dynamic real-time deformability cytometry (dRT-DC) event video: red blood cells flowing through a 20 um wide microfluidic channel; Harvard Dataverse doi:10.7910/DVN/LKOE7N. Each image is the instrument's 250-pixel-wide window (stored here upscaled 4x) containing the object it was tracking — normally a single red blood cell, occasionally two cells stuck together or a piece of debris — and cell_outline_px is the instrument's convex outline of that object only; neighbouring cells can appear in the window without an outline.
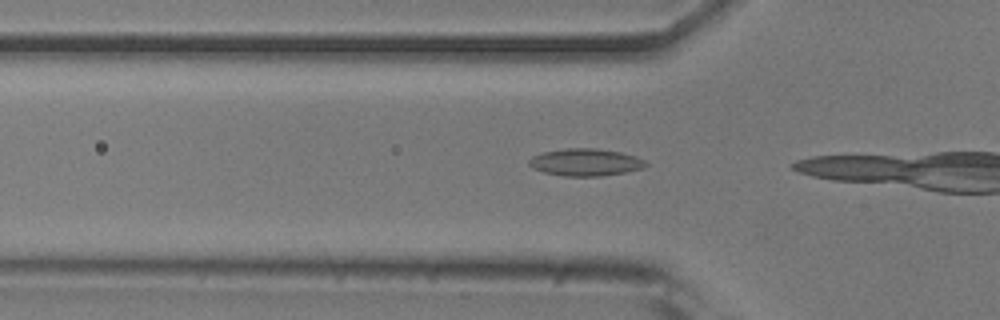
{"species": "common noctule bat (a hibernating species)", "species_latin": "Nyctalus noctula", "temperature_condition": "room temperature", "stored_images_in_passage": 5, "camera_frame_rate_fps": 3000, "um_per_image_px": 0.085, "animal": {"sex": "male", "body_mass_g": 20.5, "forearm_length_mm": 52.5}, "frame": {"image": 1, "passage_image": 3, "time_ms": 0.667, "image_size_px": [1000, 320], "cell_outline_px": [[648, 164], [644, 168], [624, 172], [600, 176], [564, 176], [544, 172], [528, 164], [528, 160], [532, 156], [544, 152], [564, 148], [596, 148], [620, 152], [636, 156], [644, 160]], "centroid_in_image_um": [49.78, 13.78], "position_along_channel_um": 76.0, "area_um2": 18.44}}